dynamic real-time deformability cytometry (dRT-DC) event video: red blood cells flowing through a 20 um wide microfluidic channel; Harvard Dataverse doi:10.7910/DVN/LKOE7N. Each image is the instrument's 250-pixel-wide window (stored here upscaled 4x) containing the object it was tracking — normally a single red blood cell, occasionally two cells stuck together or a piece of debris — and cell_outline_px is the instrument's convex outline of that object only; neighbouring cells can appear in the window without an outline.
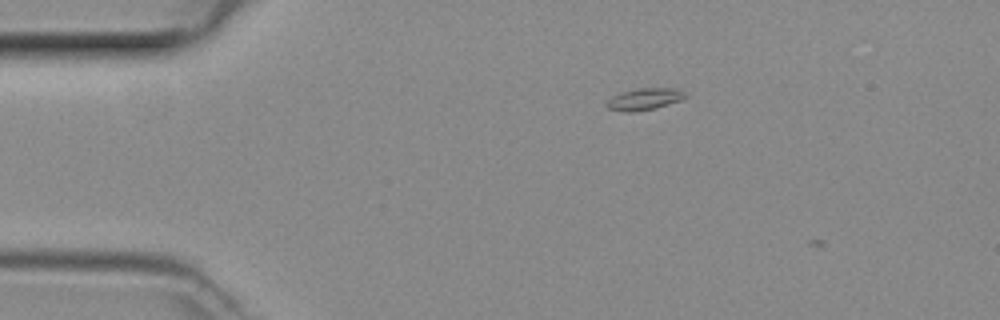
{"species": "common noctule bat (a hibernating species)", "species_latin": "Nyctalus noctula", "temperature_condition": "room temperature", "stored_images_in_passage": 9, "camera_frame_rate_fps": 3000, "um_per_image_px": 0.085, "animal": {"sex": "female", "body_mass_g": 29.2, "forearm_length_mm": 56.3}, "frame": {"image": 1, "passage_image": 6, "time_ms": 1.667, "image_size_px": [1000, 320], "cell_outline_px": [[688, 96], [680, 100], [656, 108], [632, 112], [624, 112], [608, 108], [604, 104], [612, 96], [620, 92], [636, 88], [676, 88], [684, 92]], "centroid_in_image_um": [54.75, 8.42], "position_along_channel_um": 30.3, "area_um2": 10.06}}